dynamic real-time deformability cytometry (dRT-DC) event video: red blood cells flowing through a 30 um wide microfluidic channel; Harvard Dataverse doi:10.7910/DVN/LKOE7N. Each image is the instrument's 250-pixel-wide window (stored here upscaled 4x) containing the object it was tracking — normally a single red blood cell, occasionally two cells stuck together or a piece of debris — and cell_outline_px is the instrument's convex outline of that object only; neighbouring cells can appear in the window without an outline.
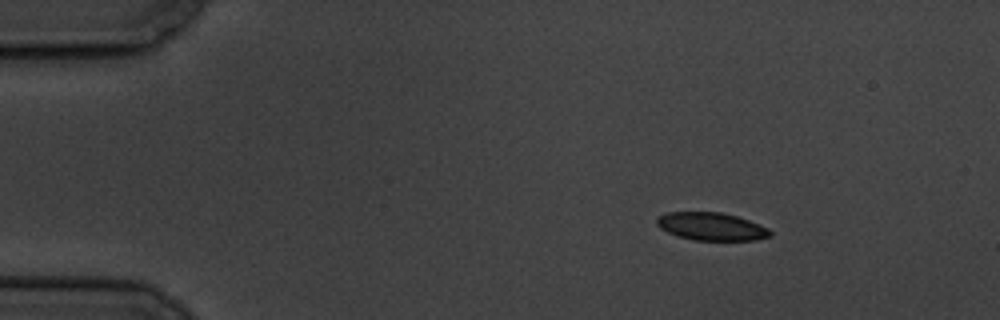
{"species": "common noctule bat (a hibernating species)", "species_latin": "Nyctalus noctula", "temperature_condition": "cold", "stored_images_in_passage": 50, "camera_frame_rate_fps": 3000, "um_per_image_px": 0.085, "animal": {"sex": "male", "body_mass_g": 19.5, "forearm_length_mm": 54.6}, "frame": {"image": 1, "passage_image": 1, "time_ms": 0.0, "image_size_px": [1000, 320], "cell_outline_px": [[772, 236], [756, 240], [692, 240], [676, 236], [660, 228], [656, 224], [656, 220], [660, 216], [668, 212], [720, 212], [736, 216], [748, 220], [768, 228], [772, 232]], "centroid_in_image_um": [60.47, 19.26], "position_along_channel_um": 24.5, "area_um2": 18.38}}
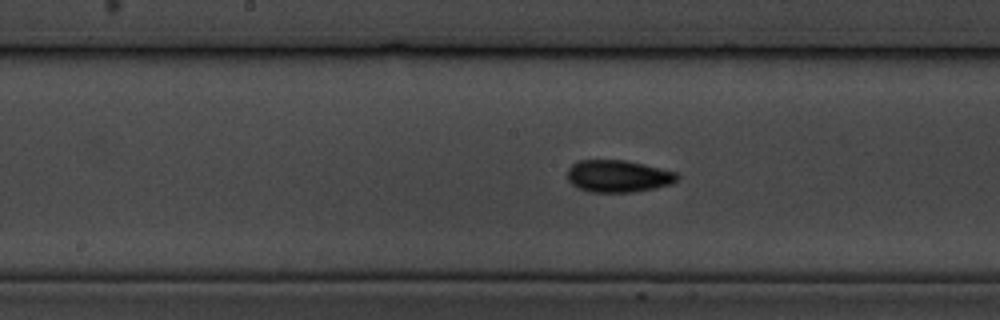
{"frame": {"image": 2, "passage_image": 22, "time_ms": 7.0, "image_size_px": [1000, 320], "cell_outline_px": [[680, 176], [672, 184], [656, 188], [632, 192], [588, 192], [576, 188], [568, 180], [568, 168], [572, 164], [580, 160], [624, 160], [676, 172]], "centroid_in_image_um": [52.52, 14.98], "position_along_channel_um": 195.7, "area_um2": 20.58}}
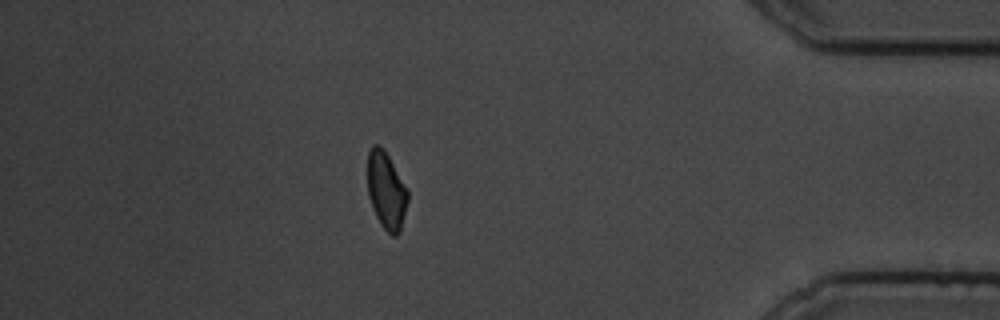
{"frame": {"image": 3, "passage_image": 43, "time_ms": 14.0, "image_size_px": [1000, 320], "cell_outline_px": [[408, 200], [400, 232], [396, 236], [392, 236], [380, 224], [372, 208], [368, 196], [368, 148], [372, 144], [380, 144], [384, 148], [408, 188]], "centroid_in_image_um": [32.83, 16.16], "position_along_channel_um": 402.4, "area_um2": 18.44}, "authors_computed_cell_mechanics": {"area_um2": 19.363, "velocity_mm_per_s": 3.4986, "shape_relaxation_time_tau1_ms": 5.2837, "shape_relaxation_time_tau2_ms": 2.3619, "deformation_change_tau1": 0.1683, "deformation_change_tau2": 0.0834}}